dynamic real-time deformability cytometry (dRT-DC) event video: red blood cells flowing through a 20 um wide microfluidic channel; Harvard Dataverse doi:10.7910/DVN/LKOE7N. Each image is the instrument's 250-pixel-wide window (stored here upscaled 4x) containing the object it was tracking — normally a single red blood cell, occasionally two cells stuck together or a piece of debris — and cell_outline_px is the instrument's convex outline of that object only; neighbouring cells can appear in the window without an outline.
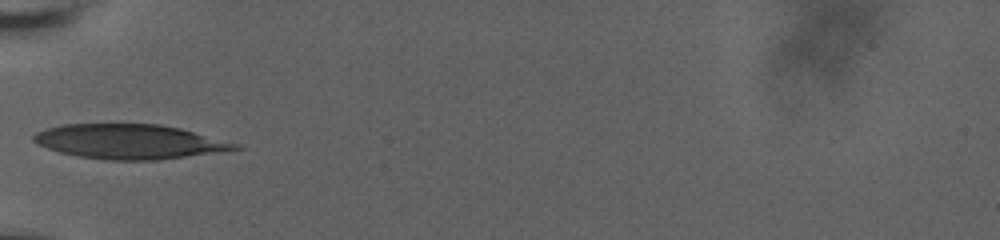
{"species": "human", "species_latin": "Homo sapiens", "temperature_condition": "room temperature", "stored_images_in_passage": 33, "camera_frame_rate_fps": 3000, "um_per_image_px": 0.085, "donor": {"sex": "male"}, "frame": {"image": 1, "passage_image": 1, "time_ms": 0.0, "image_size_px": [1000, 240], "cell_outline_px": [[244, 148], [160, 160], [104, 160], [80, 156], [60, 152], [48, 148], [32, 140], [32, 136], [36, 132], [48, 128], [64, 124], [160, 124], [180, 128], [240, 144]], "centroid_in_image_um": [11.02, 12.03], "position_along_channel_um": 74.0, "area_um2": 40.4}}
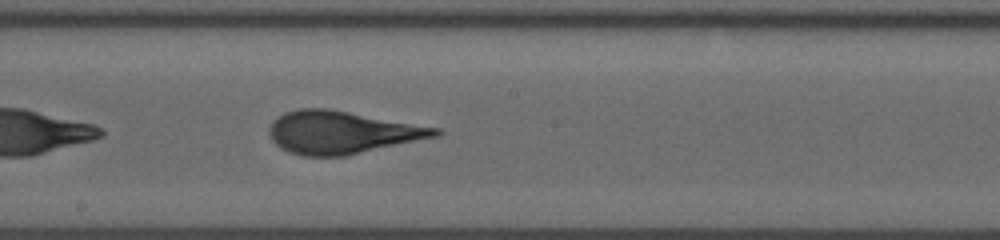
{"frame": {"image": 2, "passage_image": 11, "time_ms": 4.0, "image_size_px": [1000, 240], "cell_outline_px": [[444, 132], [440, 136], [344, 156], [304, 156], [288, 152], [280, 148], [272, 140], [268, 132], [268, 128], [272, 120], [284, 112], [300, 108], [328, 108], [440, 128]], "centroid_in_image_um": [29.05, 11.25], "position_along_channel_um": 219.2, "area_um2": 41.5}}
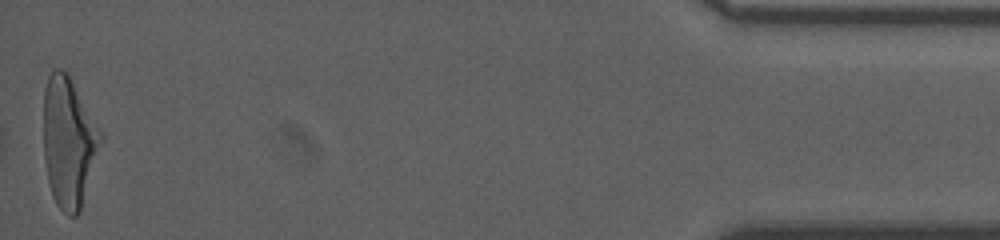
{"frame": {"image": 3, "passage_image": 33, "time_ms": 12.0, "image_size_px": [1000, 240], "cell_outline_px": [[104, 136], [80, 212], [76, 216], [68, 216], [56, 204], [52, 196], [48, 180], [44, 160], [44, 88], [48, 76], [52, 68], [60, 68], [68, 72], [104, 132]], "centroid_in_image_um": [5.86, 12.03], "position_along_channel_um": 429.3, "area_um2": 44.22}, "authors_computed_cell_mechanics": {"area_um2": 41.038, "velocity_mm_per_s": 3.6461, "shape_relaxation_time_tau1_ms": 5.8141, "shape_relaxation_time_tau2_ms": 0.7687, "deformation_change_tau1": 0.2179, "deformation_change_tau2": 0.0859}}